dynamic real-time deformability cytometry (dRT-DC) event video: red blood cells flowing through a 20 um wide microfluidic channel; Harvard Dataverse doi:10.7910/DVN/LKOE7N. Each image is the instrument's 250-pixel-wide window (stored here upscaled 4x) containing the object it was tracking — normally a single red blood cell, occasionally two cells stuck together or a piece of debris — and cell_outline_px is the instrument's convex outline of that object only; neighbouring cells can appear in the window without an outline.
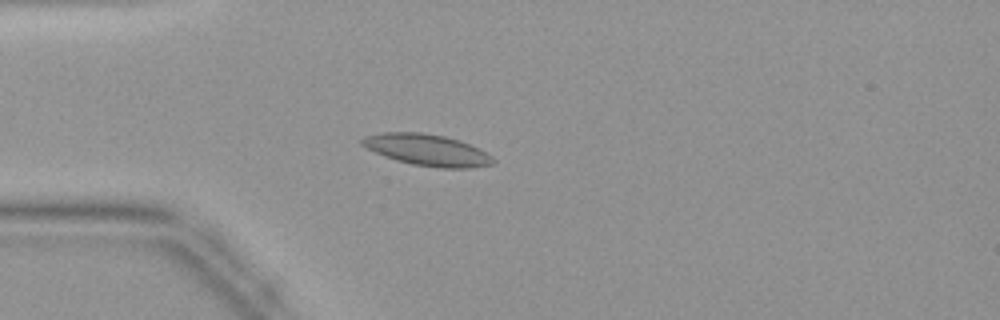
{"species": "common noctule bat (a hibernating species)", "species_latin": "Nyctalus noctula", "temperature_condition": "warm", "stored_images_in_passage": 37, "camera_frame_rate_fps": 3000, "um_per_image_px": 0.085, "animal": {"sex": "female", "body_mass_g": 19.9}, "frame": {"image": 1, "passage_image": 8, "time_ms": 2.333, "image_size_px": [1000, 320], "cell_outline_px": [[496, 160], [492, 164], [472, 168], [440, 168], [412, 164], [396, 160], [384, 156], [360, 144], [360, 140], [364, 136], [384, 132], [420, 132], [444, 136], [460, 140], [492, 156]], "centroid_in_image_um": [36.29, 12.75], "position_along_channel_um": 48.7, "area_um2": 23.87}}
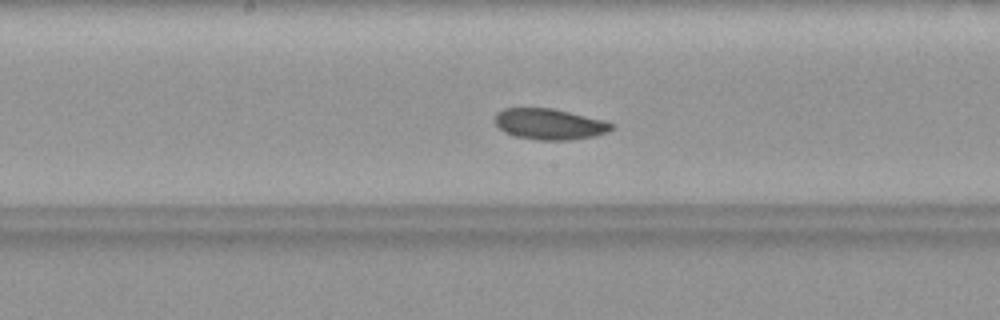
{"frame": {"image": 2, "passage_image": 19, "time_ms": 6.0, "image_size_px": [1000, 320], "cell_outline_px": [[612, 128], [608, 132], [592, 136], [568, 140], [536, 140], [516, 136], [504, 132], [496, 124], [496, 112], [504, 108], [552, 108], [604, 120], [612, 124]], "centroid_in_image_um": [46.68, 10.54], "position_along_channel_um": 201.5, "area_um2": 20.81}}
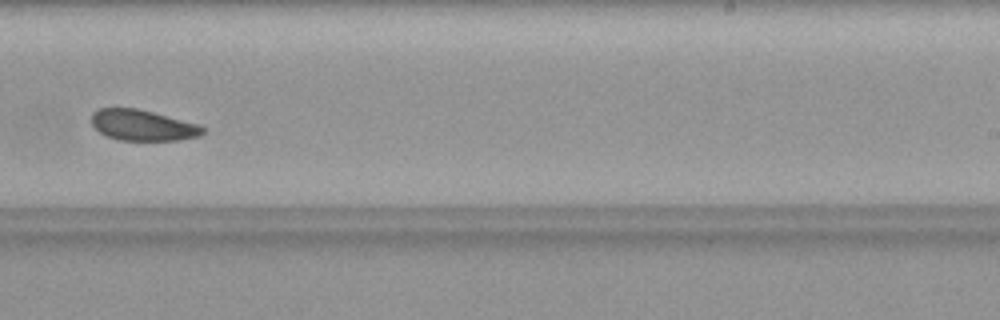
{"frame": {"image": 3, "passage_image": 24, "time_ms": 7.667, "image_size_px": [1000, 320], "cell_outline_px": [[204, 132], [200, 136], [180, 140], [120, 140], [108, 136], [100, 132], [92, 124], [92, 112], [100, 108], [136, 108], [152, 112], [196, 124], [204, 128]], "centroid_in_image_um": [12.11, 10.65], "position_along_channel_um": 276.9, "area_um2": 19.65}}